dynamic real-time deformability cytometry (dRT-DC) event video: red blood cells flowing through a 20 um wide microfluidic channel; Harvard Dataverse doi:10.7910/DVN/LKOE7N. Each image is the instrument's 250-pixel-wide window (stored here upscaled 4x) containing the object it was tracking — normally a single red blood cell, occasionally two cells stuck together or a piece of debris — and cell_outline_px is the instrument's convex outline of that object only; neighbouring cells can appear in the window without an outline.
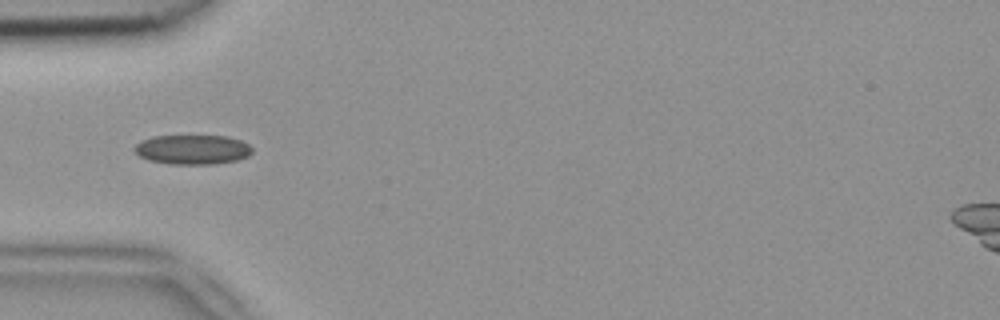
{"species": "common noctule bat (a hibernating species)", "species_latin": "Nyctalus noctula", "temperature_condition": "room temperature", "stored_images_in_passage": 11, "camera_frame_rate_fps": 3000, "um_per_image_px": 0.085, "animal": {"sex": "female", "body_mass_g": 18.4}, "frame": {"image": 1, "passage_image": 4, "time_ms": 1.0, "image_size_px": [1000, 320], "cell_outline_px": [[252, 152], [248, 156], [236, 160], [212, 164], [168, 164], [148, 160], [140, 156], [132, 148], [136, 144], [152, 136], [228, 136], [240, 140], [248, 144], [252, 148]], "centroid_in_image_um": [16.36, 12.71], "position_along_channel_um": 68.6, "area_um2": 20.23}}